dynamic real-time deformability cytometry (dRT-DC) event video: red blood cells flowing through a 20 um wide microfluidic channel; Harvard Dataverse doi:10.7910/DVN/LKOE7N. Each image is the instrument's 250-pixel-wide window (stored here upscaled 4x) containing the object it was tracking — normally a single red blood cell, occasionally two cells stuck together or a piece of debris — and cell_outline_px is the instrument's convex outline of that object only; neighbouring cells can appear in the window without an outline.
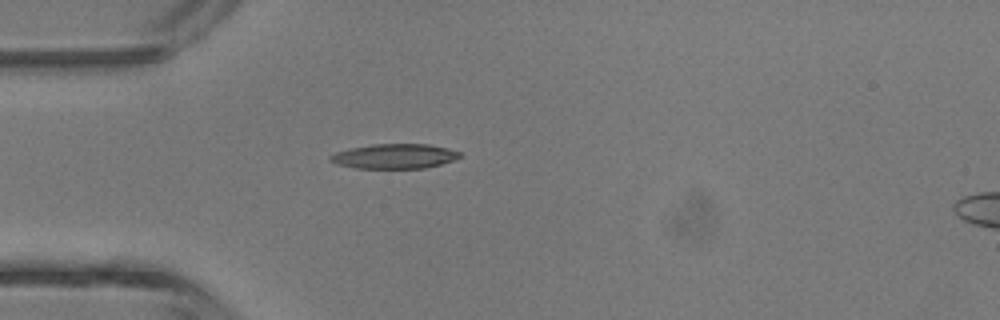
{"species": "common noctule bat (a hibernating species)", "species_latin": "Nyctalus noctula", "temperature_condition": "room temperature", "stored_images_in_passage": 2, "camera_frame_rate_fps": 3000, "um_per_image_px": 0.085, "animal": {"sex": "male", "body_mass_g": 13.3}, "frame": {"image": 1, "passage_image": 1, "time_ms": 0.0, "image_size_px": [1000, 320], "cell_outline_px": [[460, 156], [452, 160], [440, 164], [424, 168], [356, 168], [336, 164], [328, 160], [328, 156], [336, 152], [352, 148], [372, 144], [428, 144], [448, 148], [460, 152]], "centroid_in_image_um": [33.49, 13.28], "position_along_channel_um": 51.5, "area_um2": 18.55}}